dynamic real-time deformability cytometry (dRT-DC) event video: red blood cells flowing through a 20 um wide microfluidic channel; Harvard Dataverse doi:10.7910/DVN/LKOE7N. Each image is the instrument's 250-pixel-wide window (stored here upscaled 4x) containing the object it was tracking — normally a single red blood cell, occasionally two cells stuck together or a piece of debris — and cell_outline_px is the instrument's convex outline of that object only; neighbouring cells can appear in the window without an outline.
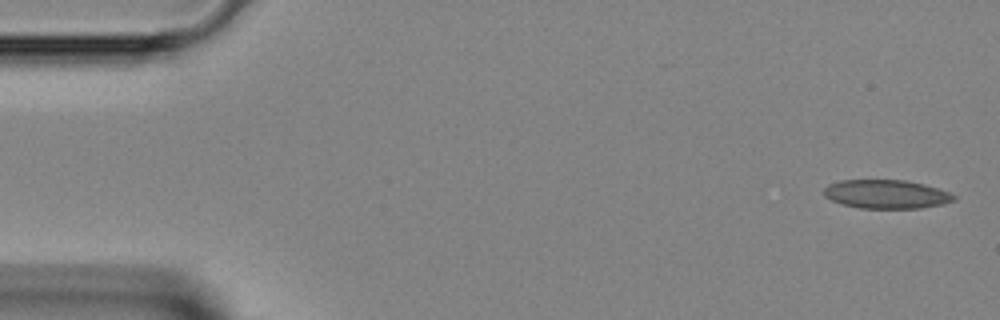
{"species": "Egyptian fruit bat (a non-hibernating species)", "species_latin": "Rousettus aegyptiacus", "temperature_condition": "room temperature", "stored_images_in_passage": 43, "camera_frame_rate_fps": 3000, "um_per_image_px": 0.085, "animal": {"sex": "female"}, "frame": {"image": 1, "passage_image": 1, "time_ms": 0.0, "image_size_px": [1000, 320], "cell_outline_px": [[956, 200], [944, 204], [920, 208], [860, 208], [844, 204], [832, 200], [824, 196], [824, 188], [828, 184], [840, 180], [904, 180], [924, 184], [948, 192], [956, 196]], "centroid_in_image_um": [75.34, 16.5], "position_along_channel_um": 9.7, "area_um2": 21.68}}
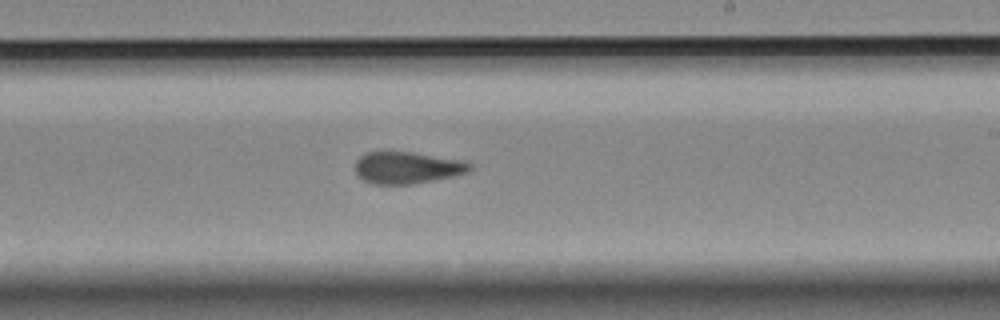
{"frame": {"image": 2, "passage_image": 25, "time_ms": 8.0, "image_size_px": [1000, 320], "cell_outline_px": [[472, 168], [468, 172], [452, 176], [412, 184], [372, 184], [364, 180], [356, 172], [356, 160], [360, 156], [368, 152], [412, 152], [464, 160], [472, 164]], "centroid_in_image_um": [34.63, 14.25], "position_along_channel_um": 254.4, "area_um2": 21.15}}
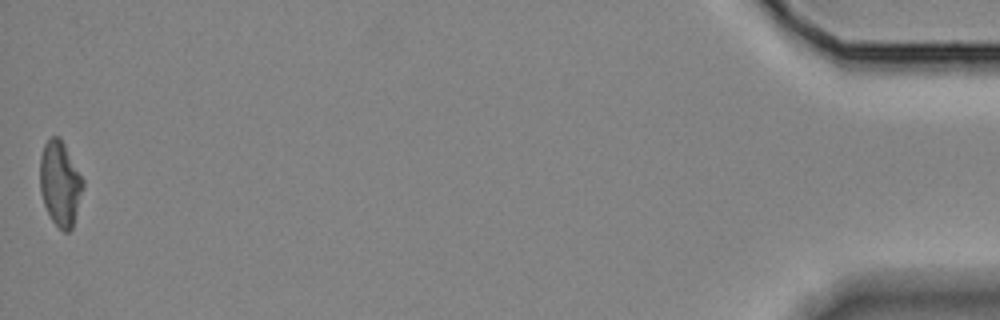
{"frame": {"image": 3, "passage_image": 43, "time_ms": 14.0, "image_size_px": [1000, 320], "cell_outline_px": [[84, 188], [72, 228], [68, 232], [64, 232], [52, 220], [44, 204], [40, 192], [40, 156], [44, 144], [52, 136], [60, 136], [84, 180]], "centroid_in_image_um": [5.11, 15.58], "position_along_channel_um": 430.1, "area_um2": 21.27}}